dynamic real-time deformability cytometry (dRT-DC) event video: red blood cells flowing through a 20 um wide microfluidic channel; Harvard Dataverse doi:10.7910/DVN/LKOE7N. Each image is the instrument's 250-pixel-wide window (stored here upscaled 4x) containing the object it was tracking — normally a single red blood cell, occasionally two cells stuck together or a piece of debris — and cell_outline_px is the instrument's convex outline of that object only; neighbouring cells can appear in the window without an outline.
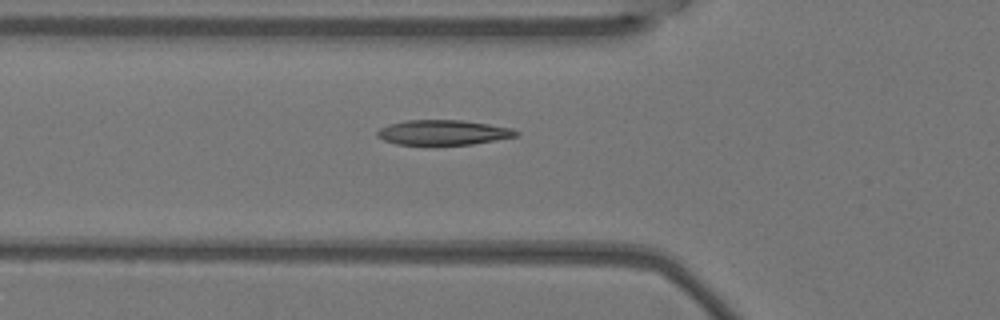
{"species": "Egyptian fruit bat (a non-hibernating species)", "species_latin": "Rousettus aegyptiacus", "temperature_condition": "warm", "stored_images_in_passage": 5, "camera_frame_rate_fps": 3000, "um_per_image_px": 0.085, "animal": {"sex": "female"}, "frame": {"image": 1, "passage_image": 5, "time_ms": 1.333, "image_size_px": [1000, 320], "cell_outline_px": [[520, 132], [516, 136], [496, 140], [472, 144], [396, 144], [384, 140], [376, 136], [376, 132], [380, 128], [388, 124], [408, 120], [464, 120], [512, 128]], "centroid_in_image_um": [37.66, 11.25], "position_along_channel_um": 88.1, "area_um2": 20.06}}